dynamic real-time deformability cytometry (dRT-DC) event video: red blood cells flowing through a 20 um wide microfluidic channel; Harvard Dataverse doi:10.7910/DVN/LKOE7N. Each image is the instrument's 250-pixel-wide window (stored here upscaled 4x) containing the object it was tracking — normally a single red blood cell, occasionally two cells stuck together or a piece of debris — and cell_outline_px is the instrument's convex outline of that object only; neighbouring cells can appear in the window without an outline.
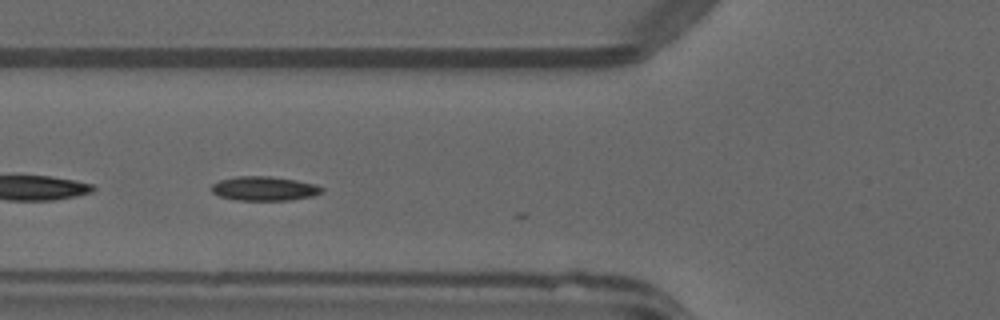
{"species": "common noctule bat (a hibernating species)", "species_latin": "Nyctalus noctula", "temperature_condition": "warm", "stored_images_in_passage": 19, "segment_of_instrument_passage": [2, 2], "camera_frame_rate_fps": 3000, "um_per_image_px": 0.085, "animal": {"sex": "male", "forearm_length_mm": 52.5}, "frame": {"image": 1, "passage_image": 16, "time_ms": 5.0, "image_size_px": [1000, 320], "cell_outline_px": [[324, 192], [312, 196], [288, 200], [236, 200], [220, 196], [212, 192], [208, 188], [212, 184], [220, 180], [236, 176], [272, 176], [296, 180], [316, 184], [324, 188]], "centroid_in_image_um": [22.45, 16.02], "position_along_channel_um": 103.3, "area_um2": 15.72}}